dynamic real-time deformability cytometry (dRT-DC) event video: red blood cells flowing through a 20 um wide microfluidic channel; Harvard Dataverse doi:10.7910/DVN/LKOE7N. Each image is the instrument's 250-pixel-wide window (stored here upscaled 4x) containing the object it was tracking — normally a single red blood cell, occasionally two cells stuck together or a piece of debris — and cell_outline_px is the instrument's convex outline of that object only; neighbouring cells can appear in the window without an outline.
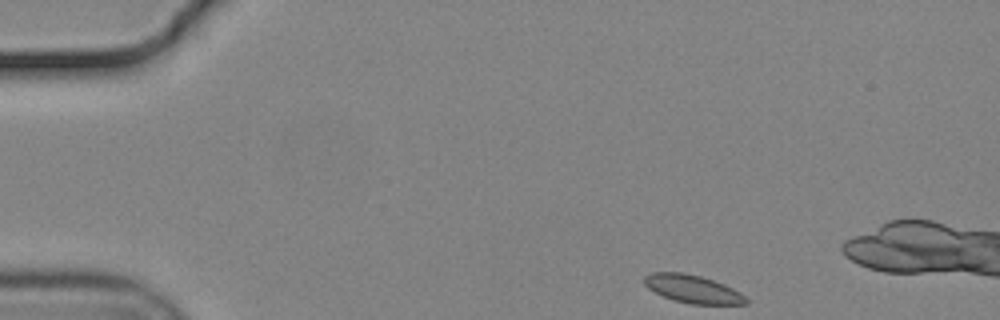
{"species": "common noctule bat (a hibernating species)", "species_latin": "Nyctalus noctula", "temperature_condition": "cold", "stored_images_in_passage": 6, "camera_frame_rate_fps": 3000, "um_per_image_px": 0.085, "animal": {"sex": "male", "body_mass_g": 19.2, "forearm_length_mm": 51.8}, "frame": {"image": 1, "passage_image": 1, "time_ms": 0.0, "image_size_px": [1000, 320], "cell_outline_px": [[748, 304], [692, 304], [672, 300], [648, 288], [644, 284], [644, 276], [652, 272], [684, 272], [700, 276], [724, 284], [740, 292], [748, 300]], "centroid_in_image_um": [58.87, 24.56], "position_along_channel_um": 26.1, "area_um2": 16.53}}